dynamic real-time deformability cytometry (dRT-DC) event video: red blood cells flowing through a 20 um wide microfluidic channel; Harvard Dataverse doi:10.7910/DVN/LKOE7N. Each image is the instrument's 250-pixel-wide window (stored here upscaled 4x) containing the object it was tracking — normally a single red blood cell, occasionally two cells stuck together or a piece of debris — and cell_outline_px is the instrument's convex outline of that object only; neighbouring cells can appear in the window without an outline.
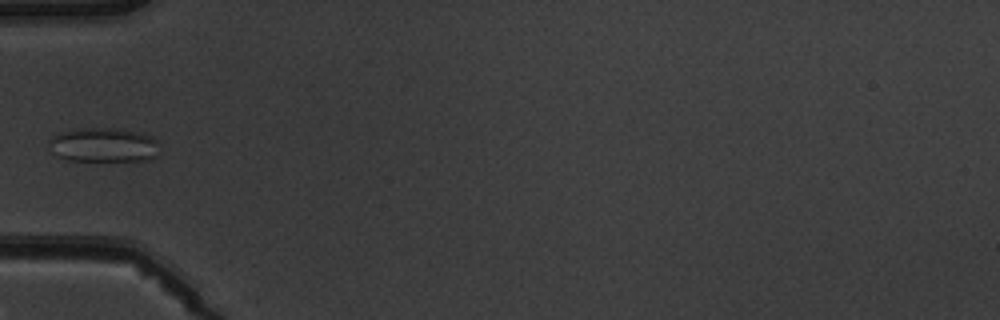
{"species": "common noctule bat (a hibernating species)", "species_latin": "Nyctalus noctula", "temperature_condition": "warm", "stored_images_in_passage": 6, "camera_frame_rate_fps": 3000, "um_per_image_px": 0.085, "animal": {"sex": "male", "body_mass_g": 19.5, "forearm_length_mm": 54.6}, "frame": {"image": 1, "passage_image": 6, "time_ms": 5.667, "image_size_px": [1000, 320], "cell_outline_px": [[160, 144], [156, 156], [148, 160], [68, 160], [56, 156], [48, 148], [48, 140], [52, 136], [60, 132], [80, 128], [116, 128], [136, 132], [152, 136]], "centroid_in_image_um": [8.77, 12.31], "position_along_channel_um": 76.2, "area_um2": 22.25}}